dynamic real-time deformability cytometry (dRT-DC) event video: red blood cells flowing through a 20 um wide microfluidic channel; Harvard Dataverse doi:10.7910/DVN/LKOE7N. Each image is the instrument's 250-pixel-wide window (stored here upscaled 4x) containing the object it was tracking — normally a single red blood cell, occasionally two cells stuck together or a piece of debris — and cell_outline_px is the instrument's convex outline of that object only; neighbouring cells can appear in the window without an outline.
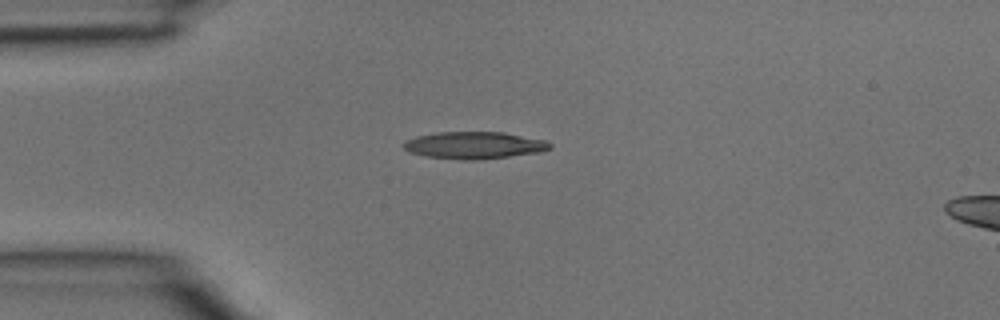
{"species": "common noctule bat (a hibernating species)", "species_latin": "Nyctalus noctula", "temperature_condition": "room temperature", "stored_images_in_passage": 2, "camera_frame_rate_fps": 3000, "um_per_image_px": 0.085, "animal": {"sex": "male", "body_mass_g": 15.6}, "frame": {"image": 1, "passage_image": 1, "time_ms": 0.0, "image_size_px": [1000, 320], "cell_outline_px": [[552, 148], [540, 152], [480, 160], [460, 160], [428, 156], [408, 152], [400, 144], [404, 140], [416, 136], [436, 132], [504, 132], [544, 140], [552, 144]], "centroid_in_image_um": [40.27, 12.34], "position_along_channel_um": 44.7, "area_um2": 23.29}}
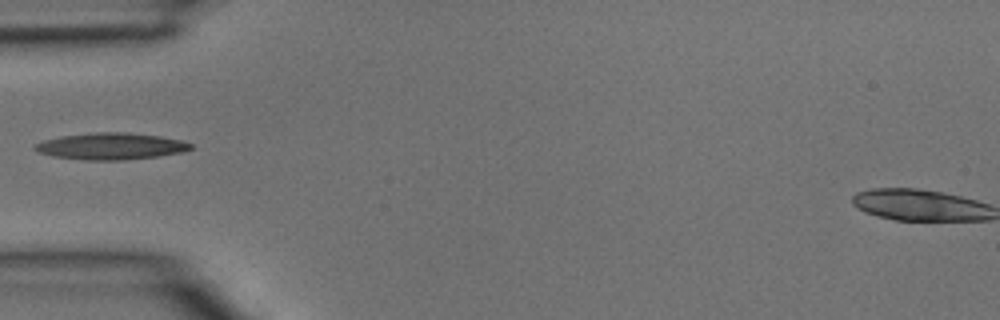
{"frame": {"image": 2, "passage_image": 2, "time_ms": 0.333, "image_size_px": [1000, 320], "cell_outline_px": [[192, 148], [184, 152], [160, 156], [124, 160], [88, 160], [52, 156], [40, 152], [32, 148], [36, 144], [44, 140], [60, 136], [96, 132], [128, 132], [160, 136], [180, 140], [192, 144]], "centroid_in_image_um": [9.45, 12.43], "position_along_channel_um": 75.5, "area_um2": 24.22}}